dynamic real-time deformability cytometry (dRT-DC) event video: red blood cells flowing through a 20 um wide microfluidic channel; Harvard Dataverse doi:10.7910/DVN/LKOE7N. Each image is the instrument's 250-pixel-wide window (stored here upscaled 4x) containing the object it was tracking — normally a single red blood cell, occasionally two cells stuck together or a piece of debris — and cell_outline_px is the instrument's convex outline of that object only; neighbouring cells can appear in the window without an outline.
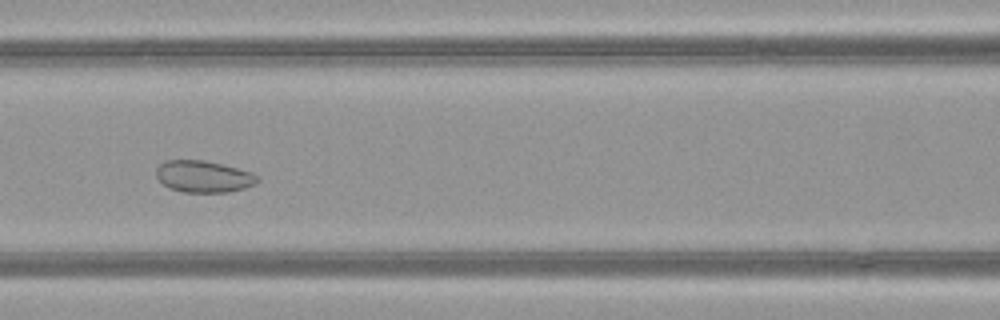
{"species": "common noctule bat (a hibernating species)", "species_latin": "Nyctalus noctula", "temperature_condition": "warm", "stored_images_in_passage": 52, "camera_frame_rate_fps": 3000, "um_per_image_px": 0.085, "animal": {"sex": "female", "body_mass_g": 21.9}, "frame": {"image": 1, "passage_image": 24, "time_ms": 7.667, "image_size_px": [1000, 320], "cell_outline_px": [[260, 180], [256, 184], [244, 188], [228, 192], [184, 192], [172, 188], [164, 184], [156, 176], [156, 168], [160, 164], [168, 160], [204, 160], [252, 172], [260, 176]], "centroid_in_image_um": [17.34, 15.0], "position_along_channel_um": 149.3, "area_um2": 18.61}}
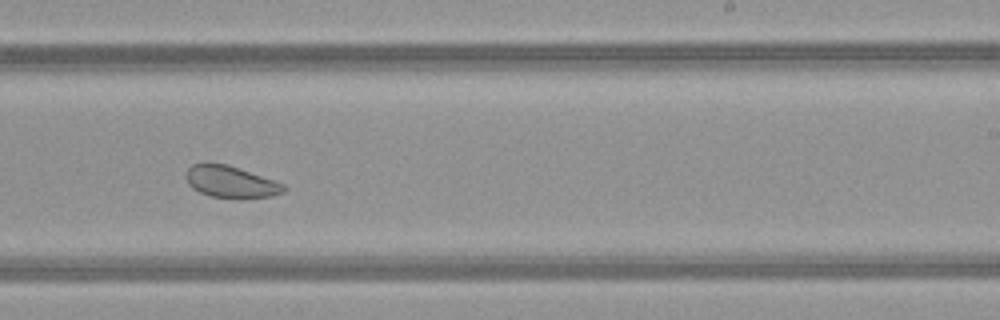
{"frame": {"image": 2, "passage_image": 33, "time_ms": 10.667, "image_size_px": [1000, 320], "cell_outline_px": [[288, 188], [284, 192], [272, 196], [212, 196], [200, 192], [192, 188], [188, 184], [188, 168], [192, 164], [208, 160], [228, 164], [284, 184]], "centroid_in_image_um": [19.59, 15.39], "position_along_channel_um": 269.4, "area_um2": 17.74}}
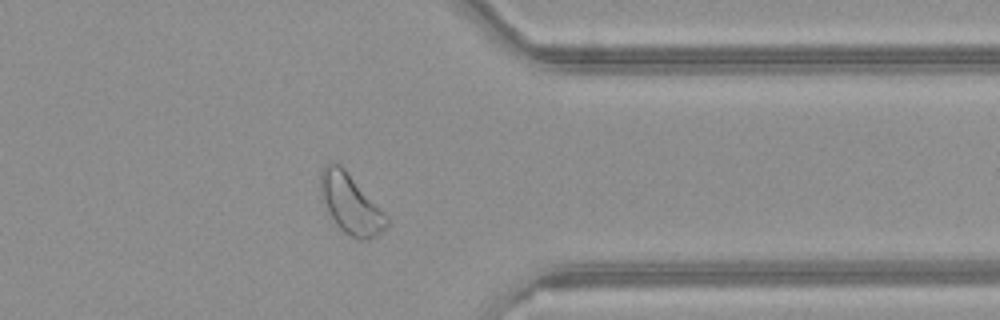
{"frame": {"image": 3, "passage_image": 42, "time_ms": 13.667, "image_size_px": [1000, 320], "cell_outline_px": [[388, 224], [376, 236], [368, 240], [360, 240], [344, 232], [336, 224], [324, 208], [320, 196], [320, 172], [324, 164], [332, 160], [340, 164], [344, 168], [388, 216]], "centroid_in_image_um": [29.75, 17.3], "position_along_channel_um": 381.6, "area_um2": 23.18}, "authors_computed_cell_mechanics": {"area_um2": 25.2297, "velocity_mm_per_s": 4.0192, "shape_relaxation_time_tau1_ms": null, "shape_relaxation_time_tau2_ms": 3.3877, "deformation_change_tau1": null, "deformation_change_tau2": 0.0794}}